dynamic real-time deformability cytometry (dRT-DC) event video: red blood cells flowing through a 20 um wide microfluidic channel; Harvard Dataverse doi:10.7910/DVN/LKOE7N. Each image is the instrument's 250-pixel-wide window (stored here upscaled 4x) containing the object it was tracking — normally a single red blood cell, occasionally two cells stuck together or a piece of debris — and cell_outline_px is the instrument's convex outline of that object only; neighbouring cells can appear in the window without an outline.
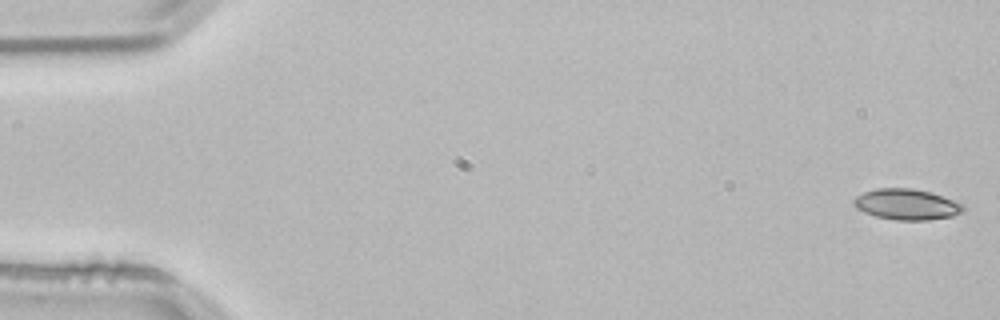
{"species": "common noctule bat (a hibernating species)", "species_latin": "Nyctalus noctula", "temperature_condition": "room temperature", "stored_images_in_passage": 53, "camera_frame_rate_fps": 3000, "um_per_image_px": 0.085, "animal": {"sex": "male", "body_mass_g": 21.5, "forearm_length_mm": 52.0}, "frame": {"image": 1, "passage_image": 1, "time_ms": 0.0, "image_size_px": [1000, 320], "cell_outline_px": [[964, 212], [952, 216], [928, 220], [896, 220], [876, 216], [864, 212], [856, 208], [852, 204], [852, 200], [856, 196], [864, 192], [876, 188], [912, 188], [928, 192], [964, 204]], "centroid_in_image_um": [77.03, 17.37], "position_along_channel_um": 8.0, "area_um2": 19.59}}
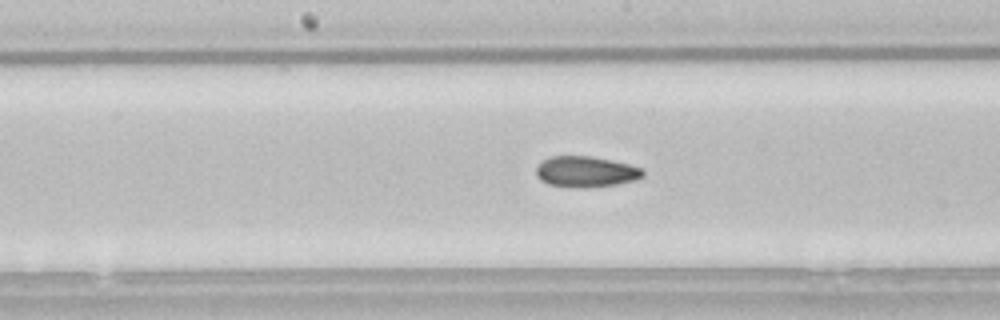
{"frame": {"image": 2, "passage_image": 27, "time_ms": 8.667, "image_size_px": [1000, 320], "cell_outline_px": [[644, 176], [632, 180], [616, 184], [584, 188], [548, 184], [540, 180], [536, 176], [536, 168], [540, 160], [548, 156], [592, 156], [612, 160], [628, 164], [640, 168], [644, 172]], "centroid_in_image_um": [49.73, 14.58], "position_along_channel_um": 198.5, "area_um2": 19.19}}
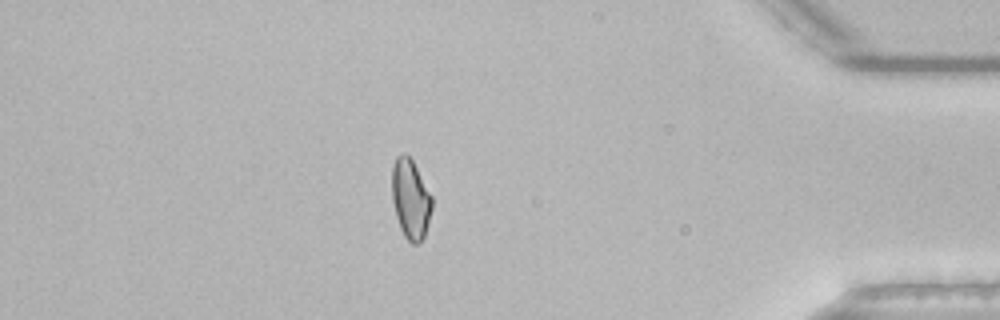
{"frame": {"image": 3, "passage_image": 46, "time_ms": 15.0, "image_size_px": [1000, 320], "cell_outline_px": [[432, 208], [424, 236], [420, 244], [412, 244], [404, 236], [400, 228], [396, 216], [392, 200], [392, 164], [396, 156], [400, 152], [404, 152], [412, 160], [432, 196]], "centroid_in_image_um": [34.88, 16.9], "position_along_channel_um": 400.3, "area_um2": 18.67}, "authors_computed_cell_mechanics": {"area_um2": 19.1318, "velocity_mm_per_s": 3.8298, "shape_relaxation_time_tau1_ms": null, "shape_relaxation_time_tau2_ms": 3.1672, "deformation_change_tau1": null, "deformation_change_tau2": 0.0865}}